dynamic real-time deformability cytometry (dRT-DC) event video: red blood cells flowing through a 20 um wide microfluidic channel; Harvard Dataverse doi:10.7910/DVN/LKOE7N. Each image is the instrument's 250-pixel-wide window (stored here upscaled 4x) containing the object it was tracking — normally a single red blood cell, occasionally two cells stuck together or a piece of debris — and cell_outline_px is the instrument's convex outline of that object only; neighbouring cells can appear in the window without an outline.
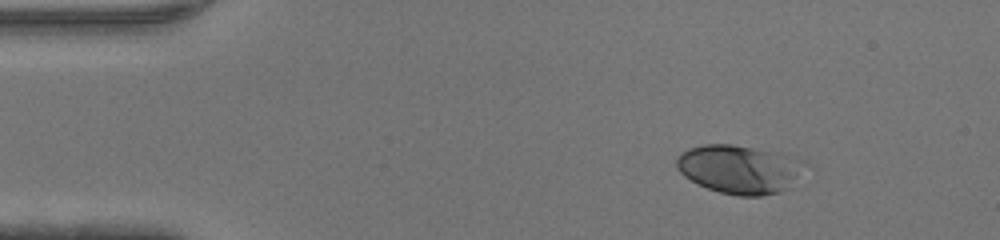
{"species": "human", "species_latin": "Homo sapiens", "temperature_condition": "warm", "stored_images_in_passage": 41, "camera_frame_rate_fps": 3000, "um_per_image_px": 0.085, "donor": {"sex": "male"}, "frame": {"image": 1, "passage_image": 1, "time_ms": 0.0, "image_size_px": [1000, 240], "cell_outline_px": [[808, 164], [788, 188], [780, 192], [760, 196], [736, 196], [720, 192], [708, 188], [684, 176], [676, 168], [676, 160], [688, 148], [704, 144], [732, 144], [780, 152], [804, 160]], "centroid_in_image_um": [62.89, 14.37], "position_along_channel_um": 22.1, "area_um2": 36.41}}
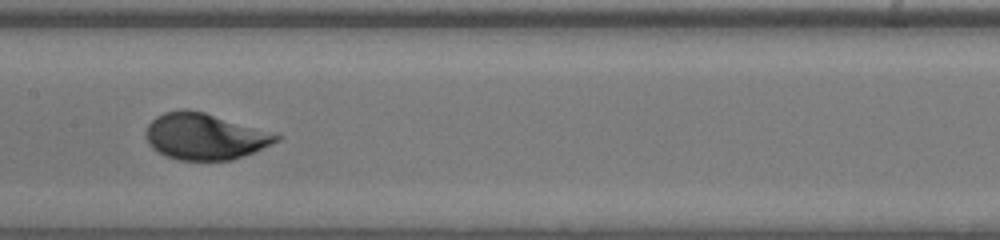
{"frame": {"image": 2, "passage_image": 18, "time_ms": 5.667, "image_size_px": [1000, 240], "cell_outline_px": [[284, 136], [280, 140], [272, 144], [232, 160], [180, 160], [164, 156], [152, 148], [148, 144], [144, 136], [148, 124], [156, 116], [164, 112], [184, 108], [188, 108], [204, 112]], "centroid_in_image_um": [17.36, 11.59], "position_along_channel_um": 190.0, "area_um2": 35.26}}
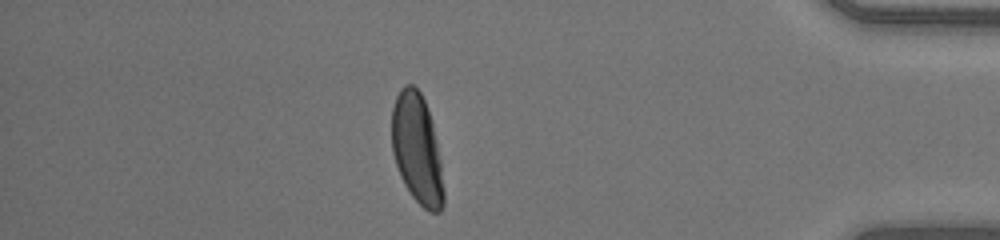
{"frame": {"image": 3, "passage_image": 35, "time_ms": 11.333, "image_size_px": [1000, 240], "cell_outline_px": [[444, 204], [440, 212], [428, 212], [412, 196], [404, 184], [400, 176], [392, 152], [392, 108], [396, 96], [400, 88], [404, 84], [412, 84], [420, 92], [424, 100], [432, 120], [440, 160], [444, 188]], "centroid_in_image_um": [35.44, 12.67], "position_along_channel_um": 399.8, "area_um2": 33.35}}